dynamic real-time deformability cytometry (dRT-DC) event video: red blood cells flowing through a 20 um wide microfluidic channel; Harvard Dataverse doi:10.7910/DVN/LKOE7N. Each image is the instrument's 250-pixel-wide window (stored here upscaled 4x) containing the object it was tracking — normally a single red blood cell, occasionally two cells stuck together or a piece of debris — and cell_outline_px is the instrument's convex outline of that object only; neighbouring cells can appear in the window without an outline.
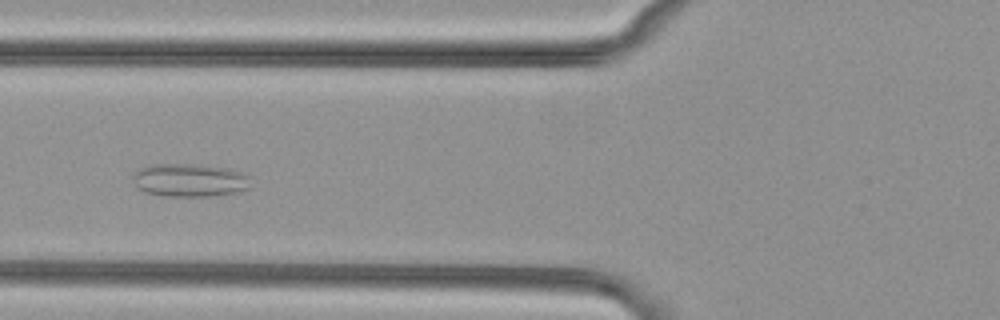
{"species": "common noctule bat (a hibernating species)", "species_latin": "Nyctalus noctula", "temperature_condition": "cold", "stored_images_in_passage": 46, "camera_frame_rate_fps": 3000, "um_per_image_px": 0.085, "animal": {"sex": "female", "body_mass_g": 29.2, "forearm_length_mm": 56.3}, "frame": {"image": 1, "passage_image": 13, "time_ms": 4.0, "image_size_px": [1000, 320], "cell_outline_px": [[248, 188], [236, 192], [212, 196], [164, 196], [144, 192], [136, 188], [132, 180], [132, 176], [140, 168], [148, 164], [196, 164], [224, 168], [240, 172], [248, 176]], "centroid_in_image_um": [16.03, 15.32], "position_along_channel_um": 109.8, "area_um2": 22.72}}
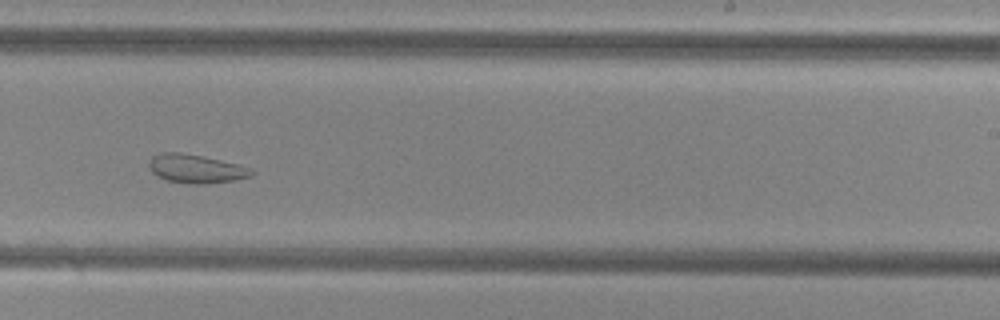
{"frame": {"image": 2, "passage_image": 26, "time_ms": 8.333, "image_size_px": [1000, 320], "cell_outline_px": [[256, 172], [252, 176], [236, 180], [204, 184], [188, 184], [168, 180], [156, 176], [152, 172], [148, 164], [152, 156], [160, 152], [180, 152], [220, 160], [236, 164], [248, 168]], "centroid_in_image_um": [16.63, 14.35], "position_along_channel_um": 272.4, "area_um2": 17.05}}
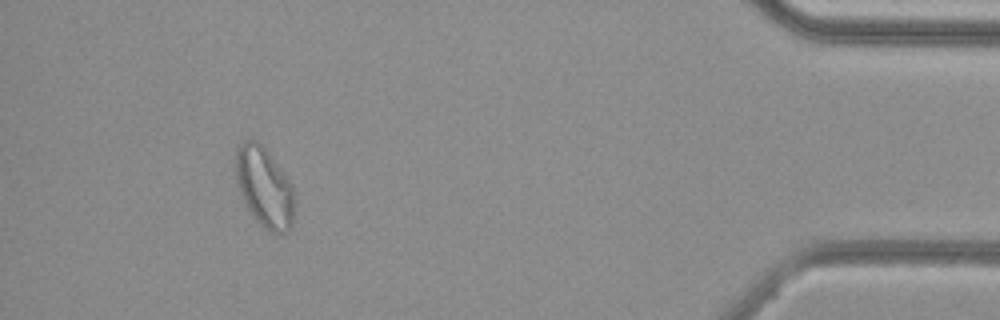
{"frame": {"image": 3, "passage_image": 42, "time_ms": 13.667, "image_size_px": [1000, 320], "cell_outline_px": [[296, 204], [292, 228], [288, 232], [272, 232], [264, 228], [252, 216], [244, 204], [236, 180], [236, 152], [240, 144], [244, 140], [256, 140], [264, 148], [280, 168], [292, 184]], "centroid_in_image_um": [22.5, 15.97], "position_along_channel_um": 412.7, "area_um2": 27.51}, "authors_computed_cell_mechanics": {"area_um2": 23.2356, "velocity_mm_per_s": 3.7572, "shape_relaxation_time_tau1_ms": null, "shape_relaxation_time_tau2_ms": 1.7807, "deformation_change_tau1": null, "deformation_change_tau2": 0.0793}}